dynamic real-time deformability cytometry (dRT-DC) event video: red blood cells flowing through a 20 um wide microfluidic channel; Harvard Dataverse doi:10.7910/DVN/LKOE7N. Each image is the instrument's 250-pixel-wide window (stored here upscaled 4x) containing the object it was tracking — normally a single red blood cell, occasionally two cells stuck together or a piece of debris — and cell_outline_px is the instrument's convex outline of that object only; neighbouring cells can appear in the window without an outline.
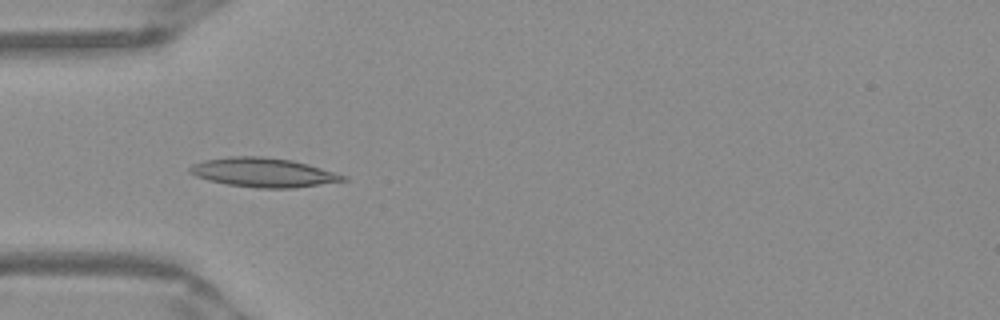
{"species": "Egyptian fruit bat (a non-hibernating species)", "species_latin": "Rousettus aegyptiacus", "temperature_condition": "warm", "stored_images_in_passage": 50, "camera_frame_rate_fps": 3000, "um_per_image_px": 0.085, "frame": {"image": 1, "passage_image": 15, "time_ms": 4.667, "image_size_px": [1000, 320], "cell_outline_px": [[348, 180], [292, 188], [256, 188], [228, 184], [208, 180], [196, 176], [188, 172], [188, 168], [192, 164], [204, 160], [228, 156], [264, 156], [292, 160], [308, 164], [348, 176]], "centroid_in_image_um": [22.36, 14.65], "position_along_channel_um": 62.6, "area_um2": 26.13}}
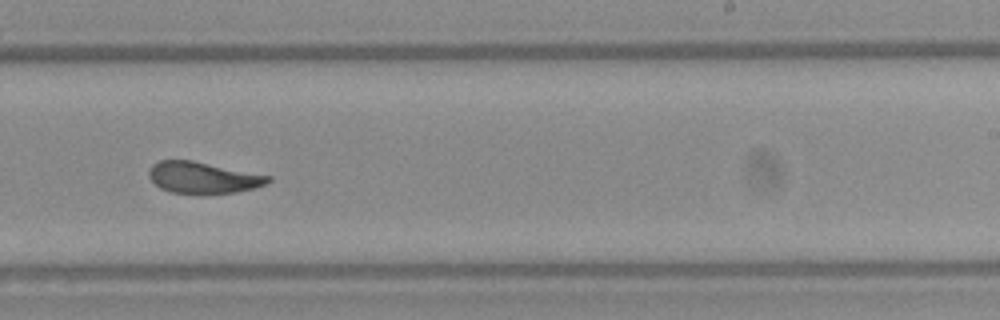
{"frame": {"image": 2, "passage_image": 31, "time_ms": 10.0, "image_size_px": [1000, 320], "cell_outline_px": [[272, 180], [264, 184], [252, 188], [236, 192], [172, 192], [160, 188], [148, 176], [148, 172], [152, 164], [160, 160], [192, 160], [272, 176]], "centroid_in_image_um": [17.24, 15.06], "position_along_channel_um": 271.8, "area_um2": 21.33}}
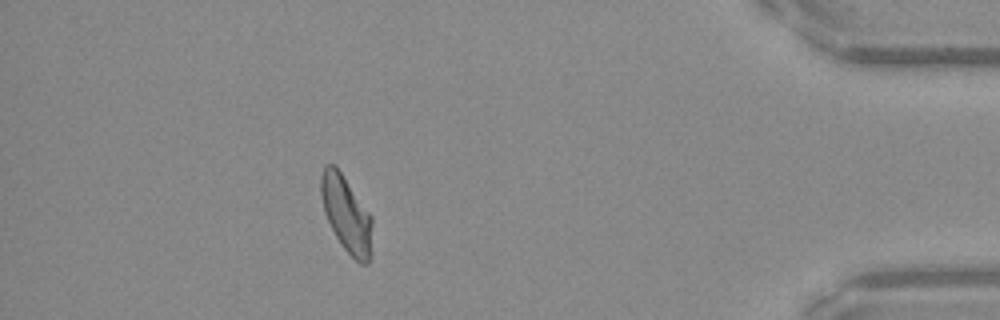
{"frame": {"image": 3, "passage_image": 45, "time_ms": 14.667, "image_size_px": [1000, 320], "cell_outline_px": [[372, 252], [368, 264], [360, 264], [344, 248], [336, 236], [324, 212], [320, 192], [320, 176], [324, 164], [336, 164], [372, 216]], "centroid_in_image_um": [29.45, 18.17], "position_along_channel_um": 405.7, "area_um2": 23.0}, "authors_computed_cell_mechanics": {"area_um2": 22.9466, "velocity_mm_per_s": 3.9389, "shape_relaxation_time_tau1_ms": 5.9049, "shape_relaxation_time_tau2_ms": 1.3677, "deformation_change_tau1": 0.1837, "deformation_change_tau2": 0.0781}}